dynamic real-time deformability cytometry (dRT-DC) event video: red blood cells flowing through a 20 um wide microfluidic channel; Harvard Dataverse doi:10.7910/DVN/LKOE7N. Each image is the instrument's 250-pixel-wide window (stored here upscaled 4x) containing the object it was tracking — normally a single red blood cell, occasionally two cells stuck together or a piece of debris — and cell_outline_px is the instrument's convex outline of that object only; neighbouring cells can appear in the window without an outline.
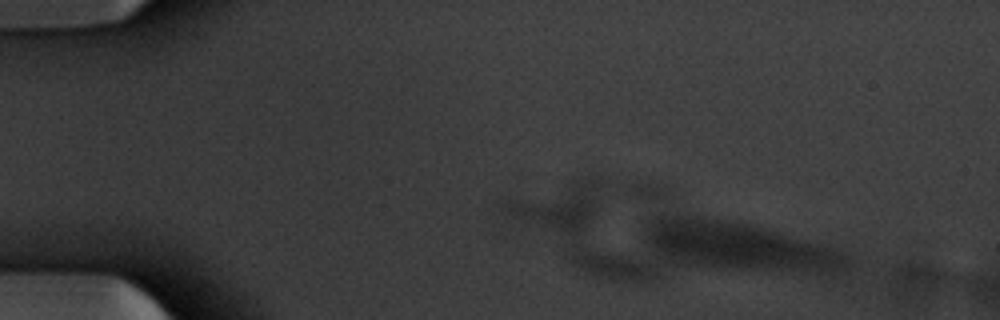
{"species": "common noctule bat (a hibernating species)", "species_latin": "Nyctalus noctula", "temperature_condition": "warm", "stored_images_in_passage": 3, "camera_frame_rate_fps": 3000, "um_per_image_px": 0.085, "animal": {"sex": "male", "body_mass_g": 20.1, "forearm_length_mm": 53.5}, "frame": {"image": 1, "passage_image": 1, "time_ms": 0.0, "image_size_px": [1000, 320], "cell_outline_px": [[940, 276], [936, 288], [900, 304], [896, 296], [892, 268], [908, 260], [912, 260], [932, 268], [940, 272]], "centroid_in_image_um": [77.67, 23.8], "position_along_channel_um": 7.3, "area_um2": 10.17}}